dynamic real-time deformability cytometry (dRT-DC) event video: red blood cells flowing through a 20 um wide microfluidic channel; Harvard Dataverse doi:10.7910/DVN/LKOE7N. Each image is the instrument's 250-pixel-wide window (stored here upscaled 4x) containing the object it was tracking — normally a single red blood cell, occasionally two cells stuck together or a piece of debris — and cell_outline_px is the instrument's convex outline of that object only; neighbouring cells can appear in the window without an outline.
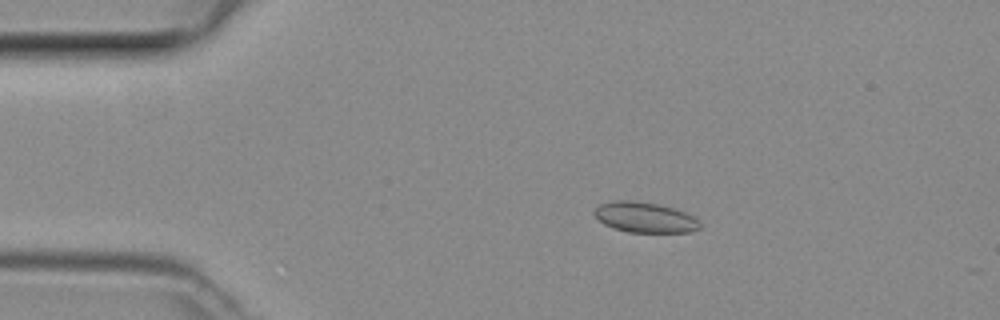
{"species": "common noctule bat (a hibernating species)", "species_latin": "Nyctalus noctula", "temperature_condition": "room temperature", "stored_images_in_passage": 47, "camera_frame_rate_fps": 3000, "um_per_image_px": 0.085, "animal": {"sex": "female", "body_mass_g": 29.2, "forearm_length_mm": 56.3}, "frame": {"image": 1, "passage_image": 8, "time_ms": 2.333, "image_size_px": [1000, 320], "cell_outline_px": [[700, 228], [688, 232], [628, 232], [612, 228], [604, 224], [592, 212], [600, 204], [616, 200], [632, 200], [656, 204], [672, 208], [684, 212], [692, 216], [700, 224]], "centroid_in_image_um": [54.77, 18.48], "position_along_channel_um": 30.2, "area_um2": 18.44}}
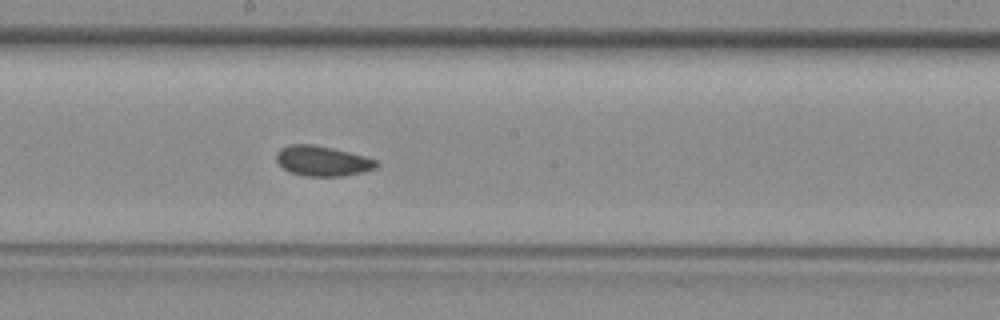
{"frame": {"image": 2, "passage_image": 25, "time_ms": 8.0, "image_size_px": [1000, 320], "cell_outline_px": [[376, 168], [360, 172], [340, 176], [304, 176], [288, 172], [276, 160], [276, 152], [280, 148], [292, 144], [312, 144], [332, 148], [364, 156], [376, 160]], "centroid_in_image_um": [27.35, 13.68], "position_along_channel_um": 220.9, "area_um2": 17.34}}
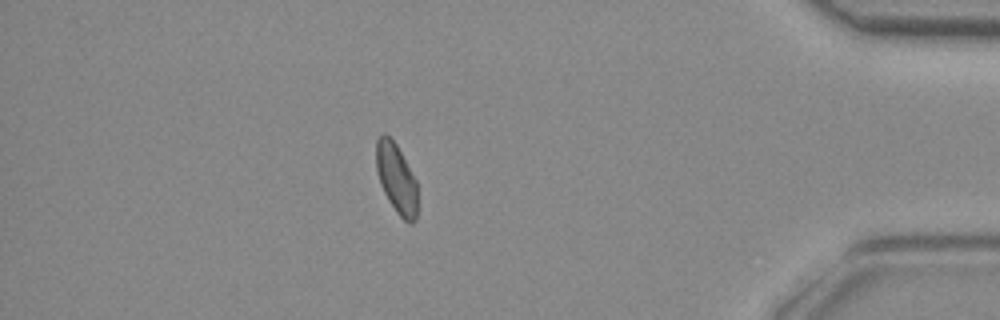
{"frame": {"image": 3, "passage_image": 41, "time_ms": 13.333, "image_size_px": [1000, 320], "cell_outline_px": [[416, 220], [412, 224], [408, 224], [396, 212], [388, 200], [380, 184], [376, 168], [376, 140], [380, 132], [384, 132], [396, 144], [416, 180]], "centroid_in_image_um": [33.67, 15.16], "position_along_channel_um": 401.5, "area_um2": 16.76}}